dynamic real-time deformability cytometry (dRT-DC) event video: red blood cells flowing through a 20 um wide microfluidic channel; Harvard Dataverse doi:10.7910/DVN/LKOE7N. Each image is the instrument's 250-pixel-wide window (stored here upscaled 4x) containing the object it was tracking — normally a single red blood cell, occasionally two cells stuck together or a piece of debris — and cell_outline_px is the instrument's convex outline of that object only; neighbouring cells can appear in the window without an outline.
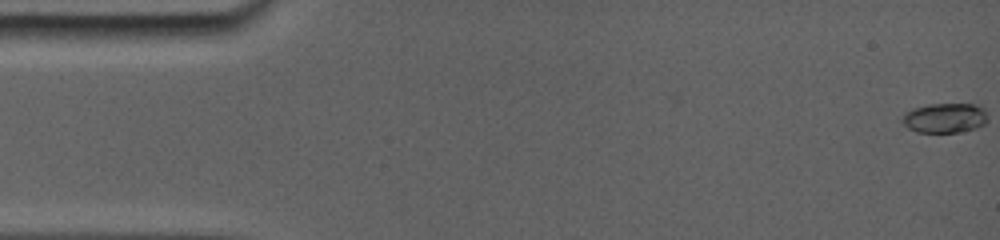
{"species": "common noctule bat (a hibernating species)", "species_latin": "Nyctalus noctula", "temperature_condition": "room temperature", "stored_images_in_passage": 3, "camera_frame_rate_fps": 5000, "um_per_image_px": 0.085, "animal": {"sex": "female", "body_mass_g": 19.0, "forearm_length_mm": 56.7}, "frame": {"image": 1, "passage_image": 1, "time_ms": 0.0, "image_size_px": [1000, 240], "cell_outline_px": [[984, 124], [972, 128], [956, 132], [920, 132], [908, 128], [904, 124], [904, 116], [912, 108], [928, 104], [972, 104], [980, 108], [984, 112]], "centroid_in_image_um": [80.25, 10.02], "position_along_channel_um": 4.8, "area_um2": 14.1}}